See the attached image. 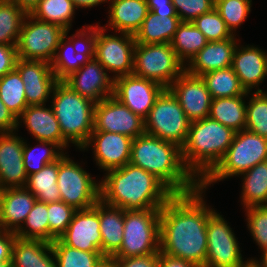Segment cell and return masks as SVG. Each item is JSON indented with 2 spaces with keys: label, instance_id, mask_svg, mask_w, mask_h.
Returning a JSON list of instances; mask_svg holds the SVG:
<instances>
[{
  "label": "cell",
  "instance_id": "cell-1",
  "mask_svg": "<svg viewBox=\"0 0 267 267\" xmlns=\"http://www.w3.org/2000/svg\"><path fill=\"white\" fill-rule=\"evenodd\" d=\"M205 192L199 187L174 194L160 210V252L198 267L206 262L207 222L216 211L206 204Z\"/></svg>",
  "mask_w": 267,
  "mask_h": 267
},
{
  "label": "cell",
  "instance_id": "cell-2",
  "mask_svg": "<svg viewBox=\"0 0 267 267\" xmlns=\"http://www.w3.org/2000/svg\"><path fill=\"white\" fill-rule=\"evenodd\" d=\"M100 200L124 210L161 209L174 195L159 179L144 169L127 163L104 173Z\"/></svg>",
  "mask_w": 267,
  "mask_h": 267
},
{
  "label": "cell",
  "instance_id": "cell-3",
  "mask_svg": "<svg viewBox=\"0 0 267 267\" xmlns=\"http://www.w3.org/2000/svg\"><path fill=\"white\" fill-rule=\"evenodd\" d=\"M129 163L154 175L173 194H187L200 187L183 162L181 147L147 133L133 139Z\"/></svg>",
  "mask_w": 267,
  "mask_h": 267
},
{
  "label": "cell",
  "instance_id": "cell-4",
  "mask_svg": "<svg viewBox=\"0 0 267 267\" xmlns=\"http://www.w3.org/2000/svg\"><path fill=\"white\" fill-rule=\"evenodd\" d=\"M235 131L210 117L191 122L181 147L186 168L201 182L221 161L233 142Z\"/></svg>",
  "mask_w": 267,
  "mask_h": 267
},
{
  "label": "cell",
  "instance_id": "cell-5",
  "mask_svg": "<svg viewBox=\"0 0 267 267\" xmlns=\"http://www.w3.org/2000/svg\"><path fill=\"white\" fill-rule=\"evenodd\" d=\"M50 101L63 137L81 150L94 130L95 102L58 81Z\"/></svg>",
  "mask_w": 267,
  "mask_h": 267
},
{
  "label": "cell",
  "instance_id": "cell-6",
  "mask_svg": "<svg viewBox=\"0 0 267 267\" xmlns=\"http://www.w3.org/2000/svg\"><path fill=\"white\" fill-rule=\"evenodd\" d=\"M267 160V138L241 130L235 133L233 142L216 167L200 182V187L207 190L213 183L242 173Z\"/></svg>",
  "mask_w": 267,
  "mask_h": 267
},
{
  "label": "cell",
  "instance_id": "cell-7",
  "mask_svg": "<svg viewBox=\"0 0 267 267\" xmlns=\"http://www.w3.org/2000/svg\"><path fill=\"white\" fill-rule=\"evenodd\" d=\"M160 210H124L122 244L110 258L158 254L160 252Z\"/></svg>",
  "mask_w": 267,
  "mask_h": 267
},
{
  "label": "cell",
  "instance_id": "cell-8",
  "mask_svg": "<svg viewBox=\"0 0 267 267\" xmlns=\"http://www.w3.org/2000/svg\"><path fill=\"white\" fill-rule=\"evenodd\" d=\"M89 25V39L93 45V57L104 66L112 78L133 74L135 37L129 33L106 34L102 26Z\"/></svg>",
  "mask_w": 267,
  "mask_h": 267
},
{
  "label": "cell",
  "instance_id": "cell-9",
  "mask_svg": "<svg viewBox=\"0 0 267 267\" xmlns=\"http://www.w3.org/2000/svg\"><path fill=\"white\" fill-rule=\"evenodd\" d=\"M190 124L191 121L169 89L161 92L144 119L145 133L180 147L186 143Z\"/></svg>",
  "mask_w": 267,
  "mask_h": 267
},
{
  "label": "cell",
  "instance_id": "cell-10",
  "mask_svg": "<svg viewBox=\"0 0 267 267\" xmlns=\"http://www.w3.org/2000/svg\"><path fill=\"white\" fill-rule=\"evenodd\" d=\"M185 71L170 43L135 44L133 74L168 89Z\"/></svg>",
  "mask_w": 267,
  "mask_h": 267
},
{
  "label": "cell",
  "instance_id": "cell-11",
  "mask_svg": "<svg viewBox=\"0 0 267 267\" xmlns=\"http://www.w3.org/2000/svg\"><path fill=\"white\" fill-rule=\"evenodd\" d=\"M66 154L59 159L57 176L61 201L76 210L90 208L100 200V181Z\"/></svg>",
  "mask_w": 267,
  "mask_h": 267
},
{
  "label": "cell",
  "instance_id": "cell-12",
  "mask_svg": "<svg viewBox=\"0 0 267 267\" xmlns=\"http://www.w3.org/2000/svg\"><path fill=\"white\" fill-rule=\"evenodd\" d=\"M66 33L57 24L43 22L26 14L16 44L17 56L19 59L51 63L60 40Z\"/></svg>",
  "mask_w": 267,
  "mask_h": 267
},
{
  "label": "cell",
  "instance_id": "cell-13",
  "mask_svg": "<svg viewBox=\"0 0 267 267\" xmlns=\"http://www.w3.org/2000/svg\"><path fill=\"white\" fill-rule=\"evenodd\" d=\"M219 212H214L207 222V255L204 267H250L244 261L238 238Z\"/></svg>",
  "mask_w": 267,
  "mask_h": 267
},
{
  "label": "cell",
  "instance_id": "cell-14",
  "mask_svg": "<svg viewBox=\"0 0 267 267\" xmlns=\"http://www.w3.org/2000/svg\"><path fill=\"white\" fill-rule=\"evenodd\" d=\"M93 131L119 133L134 139L145 133L144 119L110 96L95 104Z\"/></svg>",
  "mask_w": 267,
  "mask_h": 267
},
{
  "label": "cell",
  "instance_id": "cell-15",
  "mask_svg": "<svg viewBox=\"0 0 267 267\" xmlns=\"http://www.w3.org/2000/svg\"><path fill=\"white\" fill-rule=\"evenodd\" d=\"M164 89L154 81L129 74L114 79L113 96L134 114L145 119Z\"/></svg>",
  "mask_w": 267,
  "mask_h": 267
},
{
  "label": "cell",
  "instance_id": "cell-16",
  "mask_svg": "<svg viewBox=\"0 0 267 267\" xmlns=\"http://www.w3.org/2000/svg\"><path fill=\"white\" fill-rule=\"evenodd\" d=\"M67 35L68 32L61 38L55 56L50 63L58 81H63L93 57V45L89 39L88 25L83 26L81 30H77L70 37Z\"/></svg>",
  "mask_w": 267,
  "mask_h": 267
},
{
  "label": "cell",
  "instance_id": "cell-17",
  "mask_svg": "<svg viewBox=\"0 0 267 267\" xmlns=\"http://www.w3.org/2000/svg\"><path fill=\"white\" fill-rule=\"evenodd\" d=\"M59 239L78 250L102 253L99 201L90 208L77 210Z\"/></svg>",
  "mask_w": 267,
  "mask_h": 267
},
{
  "label": "cell",
  "instance_id": "cell-18",
  "mask_svg": "<svg viewBox=\"0 0 267 267\" xmlns=\"http://www.w3.org/2000/svg\"><path fill=\"white\" fill-rule=\"evenodd\" d=\"M132 142V138L123 134L93 131L81 151H88V148L93 147L91 150L96 165L99 169L108 171L129 163Z\"/></svg>",
  "mask_w": 267,
  "mask_h": 267
},
{
  "label": "cell",
  "instance_id": "cell-19",
  "mask_svg": "<svg viewBox=\"0 0 267 267\" xmlns=\"http://www.w3.org/2000/svg\"><path fill=\"white\" fill-rule=\"evenodd\" d=\"M15 69L24 83L26 102L30 105H44L58 80L51 64L42 60L17 59Z\"/></svg>",
  "mask_w": 267,
  "mask_h": 267
},
{
  "label": "cell",
  "instance_id": "cell-20",
  "mask_svg": "<svg viewBox=\"0 0 267 267\" xmlns=\"http://www.w3.org/2000/svg\"><path fill=\"white\" fill-rule=\"evenodd\" d=\"M168 89L191 122L208 117L212 97L201 77L184 71Z\"/></svg>",
  "mask_w": 267,
  "mask_h": 267
},
{
  "label": "cell",
  "instance_id": "cell-21",
  "mask_svg": "<svg viewBox=\"0 0 267 267\" xmlns=\"http://www.w3.org/2000/svg\"><path fill=\"white\" fill-rule=\"evenodd\" d=\"M63 82L73 91L95 103L113 96L114 79L94 57L66 77Z\"/></svg>",
  "mask_w": 267,
  "mask_h": 267
},
{
  "label": "cell",
  "instance_id": "cell-22",
  "mask_svg": "<svg viewBox=\"0 0 267 267\" xmlns=\"http://www.w3.org/2000/svg\"><path fill=\"white\" fill-rule=\"evenodd\" d=\"M14 132L0 133V187H25L28 176L24 168V138ZM21 137V138H20Z\"/></svg>",
  "mask_w": 267,
  "mask_h": 267
},
{
  "label": "cell",
  "instance_id": "cell-23",
  "mask_svg": "<svg viewBox=\"0 0 267 267\" xmlns=\"http://www.w3.org/2000/svg\"><path fill=\"white\" fill-rule=\"evenodd\" d=\"M22 122L37 141L58 144L64 151L68 148L69 142L63 137L52 106L47 107L46 104L28 106L17 117L16 132Z\"/></svg>",
  "mask_w": 267,
  "mask_h": 267
},
{
  "label": "cell",
  "instance_id": "cell-24",
  "mask_svg": "<svg viewBox=\"0 0 267 267\" xmlns=\"http://www.w3.org/2000/svg\"><path fill=\"white\" fill-rule=\"evenodd\" d=\"M232 68L239 78L246 92L265 91L259 85L267 77V52L254 45H240L238 43L234 55Z\"/></svg>",
  "mask_w": 267,
  "mask_h": 267
},
{
  "label": "cell",
  "instance_id": "cell-25",
  "mask_svg": "<svg viewBox=\"0 0 267 267\" xmlns=\"http://www.w3.org/2000/svg\"><path fill=\"white\" fill-rule=\"evenodd\" d=\"M235 36L224 41L207 42L185 66V71L201 77L205 73L232 66L234 51L239 41Z\"/></svg>",
  "mask_w": 267,
  "mask_h": 267
},
{
  "label": "cell",
  "instance_id": "cell-26",
  "mask_svg": "<svg viewBox=\"0 0 267 267\" xmlns=\"http://www.w3.org/2000/svg\"><path fill=\"white\" fill-rule=\"evenodd\" d=\"M36 200L26 187L3 189L0 230L16 233L24 224Z\"/></svg>",
  "mask_w": 267,
  "mask_h": 267
},
{
  "label": "cell",
  "instance_id": "cell-27",
  "mask_svg": "<svg viewBox=\"0 0 267 267\" xmlns=\"http://www.w3.org/2000/svg\"><path fill=\"white\" fill-rule=\"evenodd\" d=\"M108 24L104 29L135 35L146 18L149 8L147 0H109ZM107 27V28H106Z\"/></svg>",
  "mask_w": 267,
  "mask_h": 267
},
{
  "label": "cell",
  "instance_id": "cell-28",
  "mask_svg": "<svg viewBox=\"0 0 267 267\" xmlns=\"http://www.w3.org/2000/svg\"><path fill=\"white\" fill-rule=\"evenodd\" d=\"M11 261L13 267H58L51 243L16 236Z\"/></svg>",
  "mask_w": 267,
  "mask_h": 267
},
{
  "label": "cell",
  "instance_id": "cell-29",
  "mask_svg": "<svg viewBox=\"0 0 267 267\" xmlns=\"http://www.w3.org/2000/svg\"><path fill=\"white\" fill-rule=\"evenodd\" d=\"M102 254L108 259L121 247L124 233V209L113 207L99 200Z\"/></svg>",
  "mask_w": 267,
  "mask_h": 267
},
{
  "label": "cell",
  "instance_id": "cell-30",
  "mask_svg": "<svg viewBox=\"0 0 267 267\" xmlns=\"http://www.w3.org/2000/svg\"><path fill=\"white\" fill-rule=\"evenodd\" d=\"M249 96L250 92H247V95L244 96L212 99L208 117L233 129L235 132L244 130L247 104L245 99Z\"/></svg>",
  "mask_w": 267,
  "mask_h": 267
},
{
  "label": "cell",
  "instance_id": "cell-31",
  "mask_svg": "<svg viewBox=\"0 0 267 267\" xmlns=\"http://www.w3.org/2000/svg\"><path fill=\"white\" fill-rule=\"evenodd\" d=\"M178 16H160L149 11L142 26L135 33V41L140 44L171 43L180 23Z\"/></svg>",
  "mask_w": 267,
  "mask_h": 267
},
{
  "label": "cell",
  "instance_id": "cell-32",
  "mask_svg": "<svg viewBox=\"0 0 267 267\" xmlns=\"http://www.w3.org/2000/svg\"><path fill=\"white\" fill-rule=\"evenodd\" d=\"M240 176L243 179L240 199L244 209L267 205V160L260 162Z\"/></svg>",
  "mask_w": 267,
  "mask_h": 267
},
{
  "label": "cell",
  "instance_id": "cell-33",
  "mask_svg": "<svg viewBox=\"0 0 267 267\" xmlns=\"http://www.w3.org/2000/svg\"><path fill=\"white\" fill-rule=\"evenodd\" d=\"M59 160L45 165L39 172L28 176L26 188L37 201L53 203L61 201L57 184Z\"/></svg>",
  "mask_w": 267,
  "mask_h": 267
},
{
  "label": "cell",
  "instance_id": "cell-34",
  "mask_svg": "<svg viewBox=\"0 0 267 267\" xmlns=\"http://www.w3.org/2000/svg\"><path fill=\"white\" fill-rule=\"evenodd\" d=\"M207 42L204 34L192 22L181 21L170 44L178 59L186 66Z\"/></svg>",
  "mask_w": 267,
  "mask_h": 267
},
{
  "label": "cell",
  "instance_id": "cell-35",
  "mask_svg": "<svg viewBox=\"0 0 267 267\" xmlns=\"http://www.w3.org/2000/svg\"><path fill=\"white\" fill-rule=\"evenodd\" d=\"M76 9L72 0H40L29 15L43 22L57 24L69 33Z\"/></svg>",
  "mask_w": 267,
  "mask_h": 267
},
{
  "label": "cell",
  "instance_id": "cell-36",
  "mask_svg": "<svg viewBox=\"0 0 267 267\" xmlns=\"http://www.w3.org/2000/svg\"><path fill=\"white\" fill-rule=\"evenodd\" d=\"M201 78L212 99L247 95L232 66L205 73Z\"/></svg>",
  "mask_w": 267,
  "mask_h": 267
},
{
  "label": "cell",
  "instance_id": "cell-37",
  "mask_svg": "<svg viewBox=\"0 0 267 267\" xmlns=\"http://www.w3.org/2000/svg\"><path fill=\"white\" fill-rule=\"evenodd\" d=\"M58 267H99L107 258L101 252H88L65 245L59 238L51 243Z\"/></svg>",
  "mask_w": 267,
  "mask_h": 267
},
{
  "label": "cell",
  "instance_id": "cell-38",
  "mask_svg": "<svg viewBox=\"0 0 267 267\" xmlns=\"http://www.w3.org/2000/svg\"><path fill=\"white\" fill-rule=\"evenodd\" d=\"M26 142L24 139L23 161L27 176L39 172L45 165L59 160L65 154L58 144L39 140V144L30 147V144ZM38 146H40V150H38Z\"/></svg>",
  "mask_w": 267,
  "mask_h": 267
},
{
  "label": "cell",
  "instance_id": "cell-39",
  "mask_svg": "<svg viewBox=\"0 0 267 267\" xmlns=\"http://www.w3.org/2000/svg\"><path fill=\"white\" fill-rule=\"evenodd\" d=\"M0 99L16 118L28 107L24 83L16 69L0 78Z\"/></svg>",
  "mask_w": 267,
  "mask_h": 267
},
{
  "label": "cell",
  "instance_id": "cell-40",
  "mask_svg": "<svg viewBox=\"0 0 267 267\" xmlns=\"http://www.w3.org/2000/svg\"><path fill=\"white\" fill-rule=\"evenodd\" d=\"M26 13L10 0H0V44L16 45Z\"/></svg>",
  "mask_w": 267,
  "mask_h": 267
},
{
  "label": "cell",
  "instance_id": "cell-41",
  "mask_svg": "<svg viewBox=\"0 0 267 267\" xmlns=\"http://www.w3.org/2000/svg\"><path fill=\"white\" fill-rule=\"evenodd\" d=\"M15 235L22 239L42 240L49 243L47 203L36 200L24 224Z\"/></svg>",
  "mask_w": 267,
  "mask_h": 267
},
{
  "label": "cell",
  "instance_id": "cell-42",
  "mask_svg": "<svg viewBox=\"0 0 267 267\" xmlns=\"http://www.w3.org/2000/svg\"><path fill=\"white\" fill-rule=\"evenodd\" d=\"M245 129L267 138V91L250 92Z\"/></svg>",
  "mask_w": 267,
  "mask_h": 267
},
{
  "label": "cell",
  "instance_id": "cell-43",
  "mask_svg": "<svg viewBox=\"0 0 267 267\" xmlns=\"http://www.w3.org/2000/svg\"><path fill=\"white\" fill-rule=\"evenodd\" d=\"M252 0H217L214 8L233 35L251 12Z\"/></svg>",
  "mask_w": 267,
  "mask_h": 267
},
{
  "label": "cell",
  "instance_id": "cell-44",
  "mask_svg": "<svg viewBox=\"0 0 267 267\" xmlns=\"http://www.w3.org/2000/svg\"><path fill=\"white\" fill-rule=\"evenodd\" d=\"M192 23L208 42L224 41L234 36L215 8L197 17Z\"/></svg>",
  "mask_w": 267,
  "mask_h": 267
},
{
  "label": "cell",
  "instance_id": "cell-45",
  "mask_svg": "<svg viewBox=\"0 0 267 267\" xmlns=\"http://www.w3.org/2000/svg\"><path fill=\"white\" fill-rule=\"evenodd\" d=\"M47 210L49 243H52L66 231V228L77 210L63 201L47 203Z\"/></svg>",
  "mask_w": 267,
  "mask_h": 267
},
{
  "label": "cell",
  "instance_id": "cell-46",
  "mask_svg": "<svg viewBox=\"0 0 267 267\" xmlns=\"http://www.w3.org/2000/svg\"><path fill=\"white\" fill-rule=\"evenodd\" d=\"M245 219L253 241L261 251L267 249V205L245 208Z\"/></svg>",
  "mask_w": 267,
  "mask_h": 267
},
{
  "label": "cell",
  "instance_id": "cell-47",
  "mask_svg": "<svg viewBox=\"0 0 267 267\" xmlns=\"http://www.w3.org/2000/svg\"><path fill=\"white\" fill-rule=\"evenodd\" d=\"M175 12L182 22H193L197 17L211 11L214 0H171Z\"/></svg>",
  "mask_w": 267,
  "mask_h": 267
},
{
  "label": "cell",
  "instance_id": "cell-48",
  "mask_svg": "<svg viewBox=\"0 0 267 267\" xmlns=\"http://www.w3.org/2000/svg\"><path fill=\"white\" fill-rule=\"evenodd\" d=\"M109 260L111 267H158V254Z\"/></svg>",
  "mask_w": 267,
  "mask_h": 267
},
{
  "label": "cell",
  "instance_id": "cell-49",
  "mask_svg": "<svg viewBox=\"0 0 267 267\" xmlns=\"http://www.w3.org/2000/svg\"><path fill=\"white\" fill-rule=\"evenodd\" d=\"M17 59L16 45L0 44V78L15 69Z\"/></svg>",
  "mask_w": 267,
  "mask_h": 267
},
{
  "label": "cell",
  "instance_id": "cell-50",
  "mask_svg": "<svg viewBox=\"0 0 267 267\" xmlns=\"http://www.w3.org/2000/svg\"><path fill=\"white\" fill-rule=\"evenodd\" d=\"M15 233L0 230V264L11 261Z\"/></svg>",
  "mask_w": 267,
  "mask_h": 267
},
{
  "label": "cell",
  "instance_id": "cell-51",
  "mask_svg": "<svg viewBox=\"0 0 267 267\" xmlns=\"http://www.w3.org/2000/svg\"><path fill=\"white\" fill-rule=\"evenodd\" d=\"M16 128L17 118L0 99V133L14 132L16 131Z\"/></svg>",
  "mask_w": 267,
  "mask_h": 267
},
{
  "label": "cell",
  "instance_id": "cell-52",
  "mask_svg": "<svg viewBox=\"0 0 267 267\" xmlns=\"http://www.w3.org/2000/svg\"><path fill=\"white\" fill-rule=\"evenodd\" d=\"M149 11L160 16H177L171 0H147Z\"/></svg>",
  "mask_w": 267,
  "mask_h": 267
},
{
  "label": "cell",
  "instance_id": "cell-53",
  "mask_svg": "<svg viewBox=\"0 0 267 267\" xmlns=\"http://www.w3.org/2000/svg\"><path fill=\"white\" fill-rule=\"evenodd\" d=\"M158 267H198V266L183 259L172 257L159 252Z\"/></svg>",
  "mask_w": 267,
  "mask_h": 267
},
{
  "label": "cell",
  "instance_id": "cell-54",
  "mask_svg": "<svg viewBox=\"0 0 267 267\" xmlns=\"http://www.w3.org/2000/svg\"><path fill=\"white\" fill-rule=\"evenodd\" d=\"M21 8L26 14H29L40 0H10Z\"/></svg>",
  "mask_w": 267,
  "mask_h": 267
},
{
  "label": "cell",
  "instance_id": "cell-55",
  "mask_svg": "<svg viewBox=\"0 0 267 267\" xmlns=\"http://www.w3.org/2000/svg\"><path fill=\"white\" fill-rule=\"evenodd\" d=\"M77 8H92L101 5L103 2L108 3L109 0H72Z\"/></svg>",
  "mask_w": 267,
  "mask_h": 267
},
{
  "label": "cell",
  "instance_id": "cell-56",
  "mask_svg": "<svg viewBox=\"0 0 267 267\" xmlns=\"http://www.w3.org/2000/svg\"><path fill=\"white\" fill-rule=\"evenodd\" d=\"M261 259L250 258V267H267V249L262 251Z\"/></svg>",
  "mask_w": 267,
  "mask_h": 267
},
{
  "label": "cell",
  "instance_id": "cell-57",
  "mask_svg": "<svg viewBox=\"0 0 267 267\" xmlns=\"http://www.w3.org/2000/svg\"><path fill=\"white\" fill-rule=\"evenodd\" d=\"M99 267H111L109 258L106 259Z\"/></svg>",
  "mask_w": 267,
  "mask_h": 267
},
{
  "label": "cell",
  "instance_id": "cell-58",
  "mask_svg": "<svg viewBox=\"0 0 267 267\" xmlns=\"http://www.w3.org/2000/svg\"><path fill=\"white\" fill-rule=\"evenodd\" d=\"M0 267H13L12 261L2 263Z\"/></svg>",
  "mask_w": 267,
  "mask_h": 267
},
{
  "label": "cell",
  "instance_id": "cell-59",
  "mask_svg": "<svg viewBox=\"0 0 267 267\" xmlns=\"http://www.w3.org/2000/svg\"><path fill=\"white\" fill-rule=\"evenodd\" d=\"M3 189L0 187V207H1V197H2Z\"/></svg>",
  "mask_w": 267,
  "mask_h": 267
}]
</instances>
